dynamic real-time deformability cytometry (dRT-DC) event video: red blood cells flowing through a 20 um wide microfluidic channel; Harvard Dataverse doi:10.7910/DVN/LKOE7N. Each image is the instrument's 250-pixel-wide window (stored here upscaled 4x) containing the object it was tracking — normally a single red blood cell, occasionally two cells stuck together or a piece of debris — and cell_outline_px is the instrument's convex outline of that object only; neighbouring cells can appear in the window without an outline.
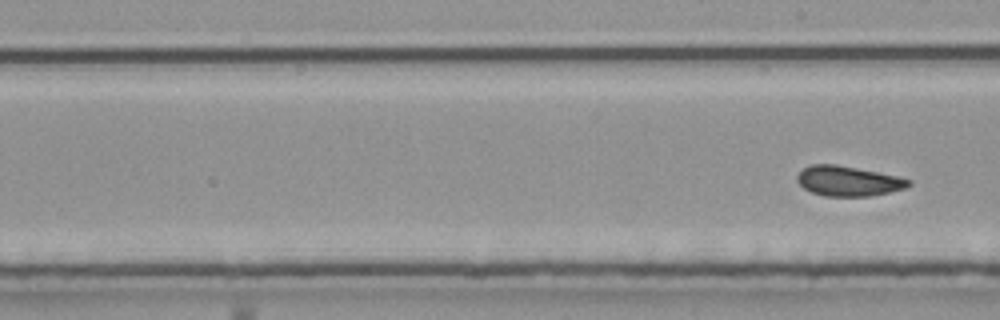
{"species": "common noctule bat (a hibernating species)", "species_latin": "Nyctalus noctula", "temperature_condition": "room temperature", "stored_images_in_passage": 7, "segment_of_instrument_passage": [2, 2], "camera_frame_rate_fps": 3000, "um_per_image_px": 0.085, "animal": {"sex": "male", "body_mass_g": 20.4}, "frame": {"image": 1, "passage_image": 7, "time_ms": 2.0, "image_size_px": [1000, 320], "cell_outline_px": [[912, 184], [904, 188], [888, 192], [868, 196], [824, 196], [812, 192], [804, 188], [796, 180], [796, 176], [804, 168], [812, 164], [836, 164], [896, 176], [912, 180]], "centroid_in_image_um": [72.08, 15.39], "position_along_channel_um": 216.9, "area_um2": 19.25}}